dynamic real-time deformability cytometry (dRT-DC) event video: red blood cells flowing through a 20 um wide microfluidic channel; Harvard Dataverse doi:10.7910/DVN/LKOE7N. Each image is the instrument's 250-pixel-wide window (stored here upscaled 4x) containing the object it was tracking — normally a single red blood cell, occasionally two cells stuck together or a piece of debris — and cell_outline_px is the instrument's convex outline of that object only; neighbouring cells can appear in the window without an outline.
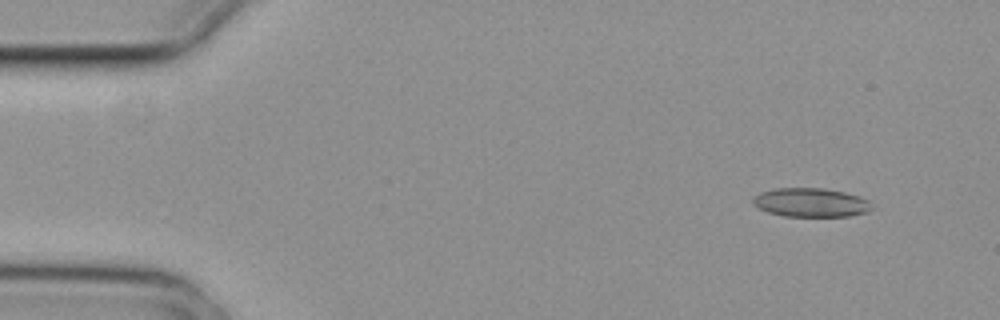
{"species": "common noctule bat (a hibernating species)", "species_latin": "Nyctalus noctula", "temperature_condition": "cold", "stored_images_in_passage": 4, "camera_frame_rate_fps": 3000, "um_per_image_px": 0.085, "animal": {"sex": "female", "body_mass_g": 29.2, "forearm_length_mm": 56.3}, "frame": {"image": 1, "passage_image": 1, "time_ms": 0.0, "image_size_px": [1000, 320], "cell_outline_px": [[876, 208], [868, 212], [848, 216], [784, 216], [768, 212], [752, 204], [752, 196], [760, 192], [776, 188], [824, 188], [844, 192], [860, 196], [868, 200]], "centroid_in_image_um": [68.94, 17.21], "position_along_channel_um": 16.1, "area_um2": 20.23}}
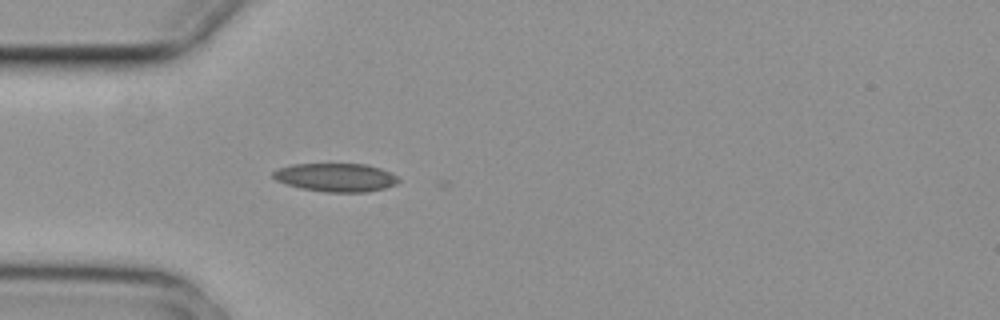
{"frame": {"image": 2, "passage_image": 4, "time_ms": 1.0, "image_size_px": [1000, 320], "cell_outline_px": [[400, 180], [396, 184], [384, 188], [368, 192], [324, 192], [300, 188], [276, 180], [272, 176], [272, 172], [276, 168], [292, 164], [368, 164], [392, 172]], "centroid_in_image_um": [28.54, 15.07], "position_along_channel_um": 56.5, "area_um2": 20.92}}